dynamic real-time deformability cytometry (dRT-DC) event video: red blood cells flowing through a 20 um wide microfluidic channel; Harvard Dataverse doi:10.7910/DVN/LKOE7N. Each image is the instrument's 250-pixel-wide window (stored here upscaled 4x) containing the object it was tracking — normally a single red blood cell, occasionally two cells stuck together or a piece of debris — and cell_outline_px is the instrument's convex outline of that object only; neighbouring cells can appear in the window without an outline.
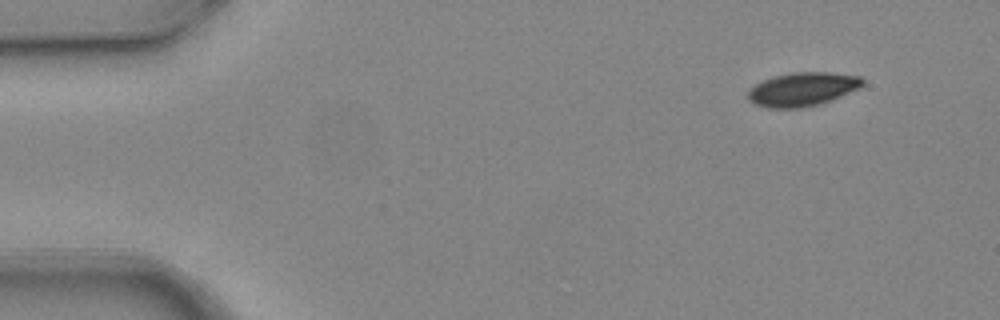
{"species": "common noctule bat (a hibernating species)", "species_latin": "Nyctalus noctula", "temperature_condition": "warm", "stored_images_in_passage": 4, "camera_frame_rate_fps": 3000, "um_per_image_px": 0.085, "animal": {"sex": "female", "body_mass_g": 24.6, "forearm_length_mm": 56.2}, "frame": {"image": 1, "passage_image": 1, "time_ms": 0.0, "image_size_px": [1000, 320], "cell_outline_px": [[864, 84], [860, 88], [832, 100], [820, 104], [800, 108], [768, 108], [756, 104], [748, 100], [748, 88], [772, 76], [792, 72], [832, 72], [860, 76], [864, 80]], "centroid_in_image_um": [68.22, 7.58], "position_along_channel_um": 16.8, "area_um2": 22.77}}
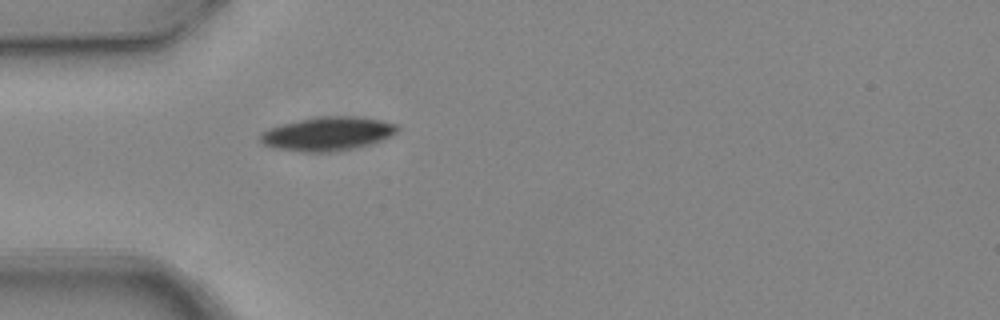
{"frame": {"image": 2, "passage_image": 4, "time_ms": 1.0, "image_size_px": [1000, 320], "cell_outline_px": [[400, 128], [392, 136], [368, 144], [352, 148], [324, 152], [304, 152], [272, 148], [264, 144], [260, 140], [260, 132], [268, 128], [280, 124], [320, 116], [352, 116], [380, 120], [400, 124]], "centroid_in_image_um": [27.82, 11.36], "position_along_channel_um": 57.2, "area_um2": 26.88}}